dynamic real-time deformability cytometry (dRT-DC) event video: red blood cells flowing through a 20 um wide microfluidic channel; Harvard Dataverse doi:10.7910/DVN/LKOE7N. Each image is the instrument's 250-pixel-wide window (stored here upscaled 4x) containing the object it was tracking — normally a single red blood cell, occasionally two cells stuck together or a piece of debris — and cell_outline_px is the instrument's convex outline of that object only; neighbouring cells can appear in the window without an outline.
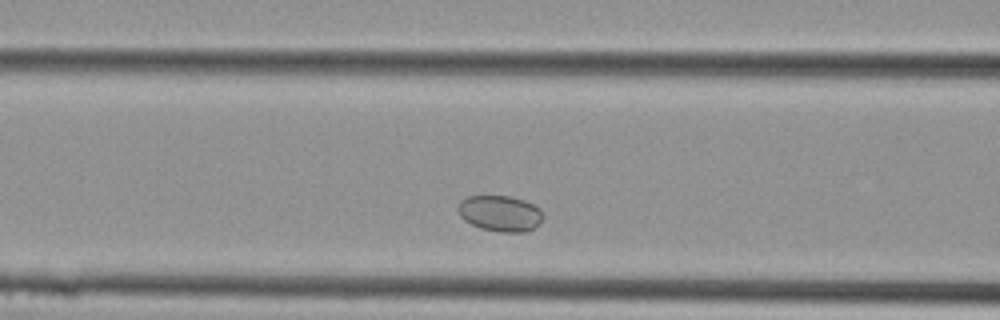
{"species": "Egyptian fruit bat (a non-hibernating species)", "species_latin": "Rousettus aegyptiacus", "temperature_condition": "cold", "stored_images_in_passage": 20, "camera_frame_rate_fps": 3000, "um_per_image_px": 0.085, "animal": {"sex": "female"}, "frame": {"image": 1, "passage_image": 3, "time_ms": 0.667, "image_size_px": [1000, 320], "cell_outline_px": [[544, 216], [528, 232], [500, 232], [480, 228], [464, 220], [460, 216], [460, 200], [468, 196], [508, 196], [524, 200], [540, 208]], "centroid_in_image_um": [42.52, 18.14], "position_along_channel_um": 124.1, "area_um2": 17.57}}
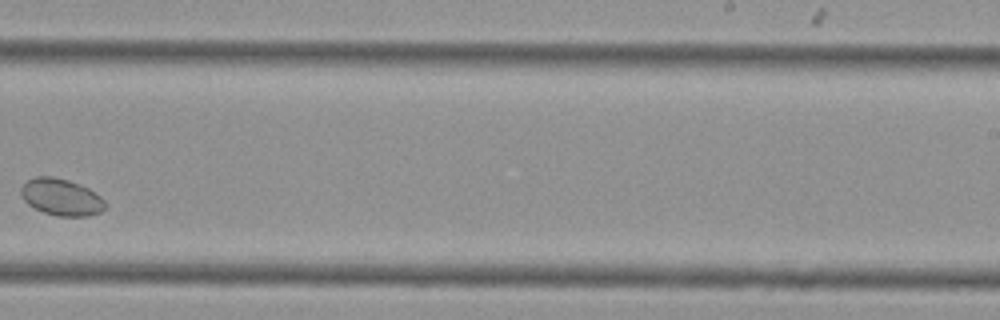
{"frame": {"image": 2, "passage_image": 10, "time_ms": 3.0, "image_size_px": [1000, 320], "cell_outline_px": [[108, 204], [100, 212], [88, 216], [56, 216], [44, 212], [28, 204], [24, 200], [20, 192], [20, 188], [28, 180], [36, 176], [52, 176], [68, 180], [80, 184], [88, 188], [100, 196]], "centroid_in_image_um": [5.22, 16.75], "position_along_channel_um": 283.8, "area_um2": 18.03}}
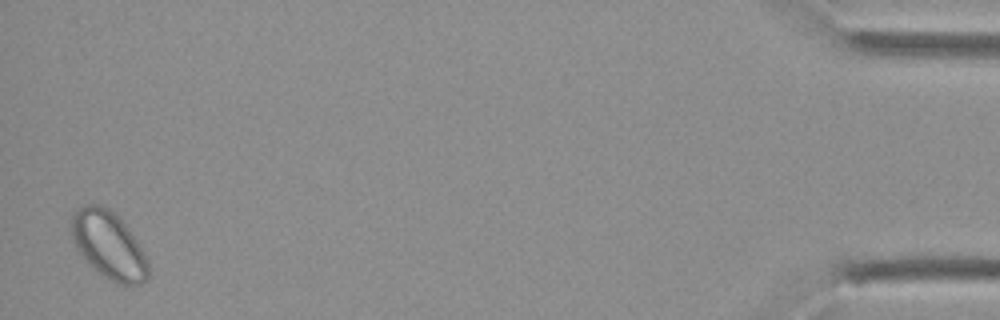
{"frame": {"image": 3, "passage_image": 20, "time_ms": 6.333, "image_size_px": [1000, 320], "cell_outline_px": [[148, 276], [140, 284], [132, 288], [120, 284], [96, 272], [88, 264], [76, 248], [72, 240], [72, 216], [76, 208], [84, 204], [96, 204], [108, 208], [124, 224], [144, 252], [148, 260]], "centroid_in_image_um": [9.22, 20.87], "position_along_channel_um": 426.0, "area_um2": 30.11}}